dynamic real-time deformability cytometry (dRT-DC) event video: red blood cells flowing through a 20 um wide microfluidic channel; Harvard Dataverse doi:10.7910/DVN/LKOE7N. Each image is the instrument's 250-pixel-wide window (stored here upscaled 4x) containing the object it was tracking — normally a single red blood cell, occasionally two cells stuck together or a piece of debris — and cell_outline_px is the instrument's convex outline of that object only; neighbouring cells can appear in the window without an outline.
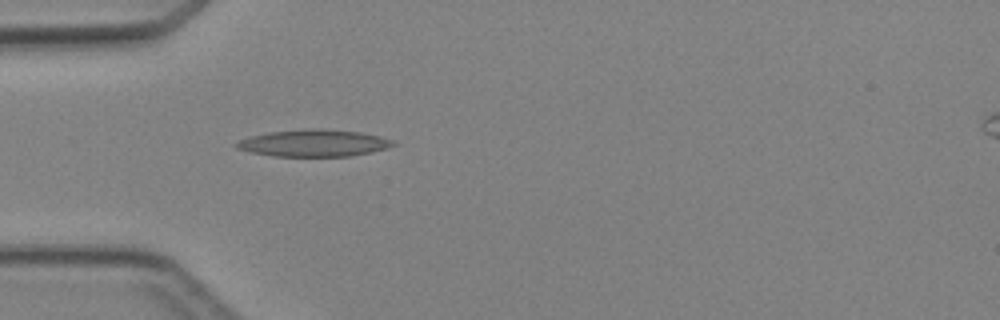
{"species": "Egyptian fruit bat (a non-hibernating species)", "species_latin": "Rousettus aegyptiacus", "temperature_condition": "cold", "stored_images_in_passage": 3, "camera_frame_rate_fps": 3000, "um_per_image_px": 0.085, "animal": {"sex": "female"}, "frame": {"image": 1, "passage_image": 2, "time_ms": 1.333, "image_size_px": [1000, 320], "cell_outline_px": [[396, 144], [372, 152], [348, 156], [272, 156], [252, 152], [236, 148], [232, 144], [240, 140], [252, 136], [268, 132], [304, 128], [320, 128], [360, 132], [380, 136], [392, 140]], "centroid_in_image_um": [26.64, 12.15], "position_along_channel_um": 58.4, "area_um2": 24.57}}